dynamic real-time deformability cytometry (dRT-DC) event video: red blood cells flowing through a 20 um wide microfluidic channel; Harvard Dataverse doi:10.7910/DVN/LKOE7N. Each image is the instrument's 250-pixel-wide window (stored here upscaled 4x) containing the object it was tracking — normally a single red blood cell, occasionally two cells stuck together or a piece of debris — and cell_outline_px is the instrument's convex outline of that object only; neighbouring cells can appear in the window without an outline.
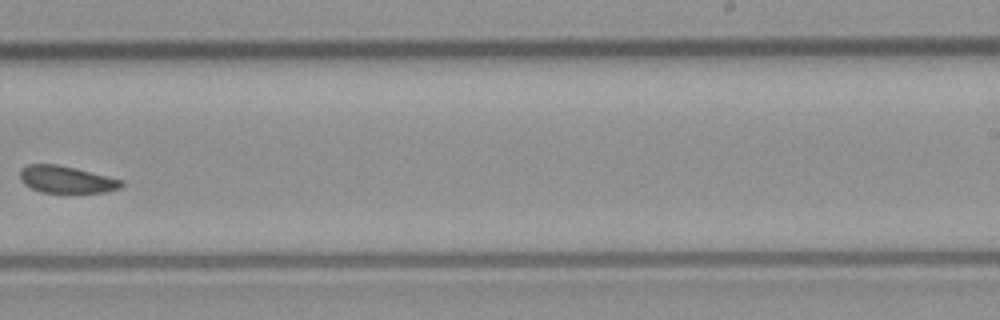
{"species": "common noctule bat (a hibernating species)", "species_latin": "Nyctalus noctula", "temperature_condition": "room temperature", "stored_images_in_passage": 7, "camera_frame_rate_fps": 3000, "um_per_image_px": 0.085, "animal": {"sex": "male", "body_mass_g": 23.1, "forearm_length_mm": 52.7}, "frame": {"image": 1, "passage_image": 7, "time_ms": 2.0, "image_size_px": [1000, 320], "cell_outline_px": [[124, 184], [120, 188], [104, 192], [40, 192], [24, 184], [20, 180], [20, 168], [28, 164], [56, 164], [76, 168], [124, 180]], "centroid_in_image_um": [5.63, 15.24], "position_along_channel_um": 283.4, "area_um2": 16.01}}